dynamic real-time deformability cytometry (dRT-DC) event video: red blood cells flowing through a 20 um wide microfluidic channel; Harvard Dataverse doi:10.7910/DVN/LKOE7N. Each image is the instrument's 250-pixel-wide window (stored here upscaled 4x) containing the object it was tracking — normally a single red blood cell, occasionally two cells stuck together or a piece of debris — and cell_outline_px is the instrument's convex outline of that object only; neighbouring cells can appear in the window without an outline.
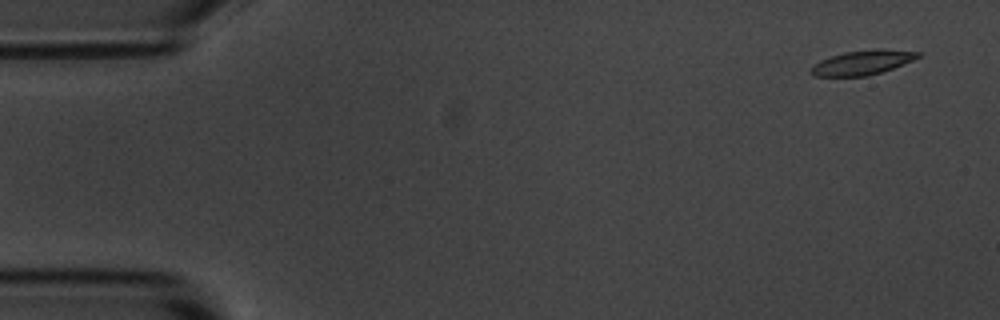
{"species": "common noctule bat (a hibernating species)", "species_latin": "Nyctalus noctula", "temperature_condition": "room temperature", "stored_images_in_passage": 6, "camera_frame_rate_fps": 3000, "um_per_image_px": 0.085, "animal": {"sex": "male", "body_mass_g": 20.1, "forearm_length_mm": 53.5}, "frame": {"image": 1, "passage_image": 1, "time_ms": 0.0, "image_size_px": [1000, 320], "cell_outline_px": [[920, 56], [912, 60], [892, 68], [868, 76], [812, 76], [812, 64], [820, 60], [844, 52], [880, 48], [884, 48], [920, 52]], "centroid_in_image_um": [73.3, 5.3], "position_along_channel_um": 11.7, "area_um2": 15.14}}
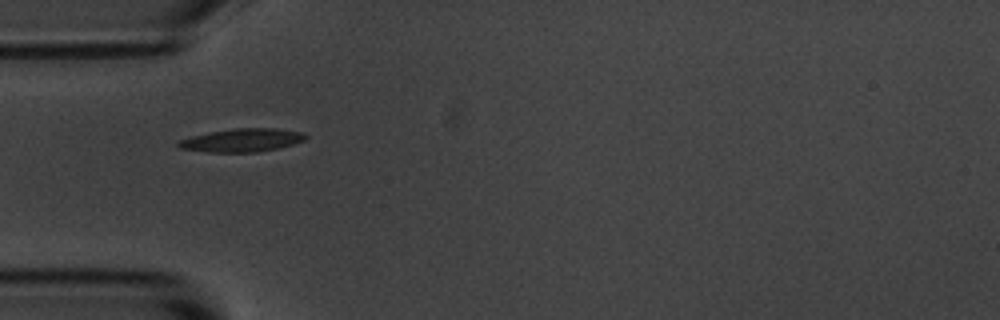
{"frame": {"image": 2, "passage_image": 5, "time_ms": 4.667, "image_size_px": [1000, 320], "cell_outline_px": [[308, 136], [304, 140], [292, 144], [276, 148], [256, 152], [208, 152], [180, 148], [176, 144], [180, 140], [192, 136], [208, 132], [232, 128], [276, 128], [304, 132]], "centroid_in_image_um": [20.58, 11.9], "position_along_channel_um": 64.4, "area_um2": 17.17}}